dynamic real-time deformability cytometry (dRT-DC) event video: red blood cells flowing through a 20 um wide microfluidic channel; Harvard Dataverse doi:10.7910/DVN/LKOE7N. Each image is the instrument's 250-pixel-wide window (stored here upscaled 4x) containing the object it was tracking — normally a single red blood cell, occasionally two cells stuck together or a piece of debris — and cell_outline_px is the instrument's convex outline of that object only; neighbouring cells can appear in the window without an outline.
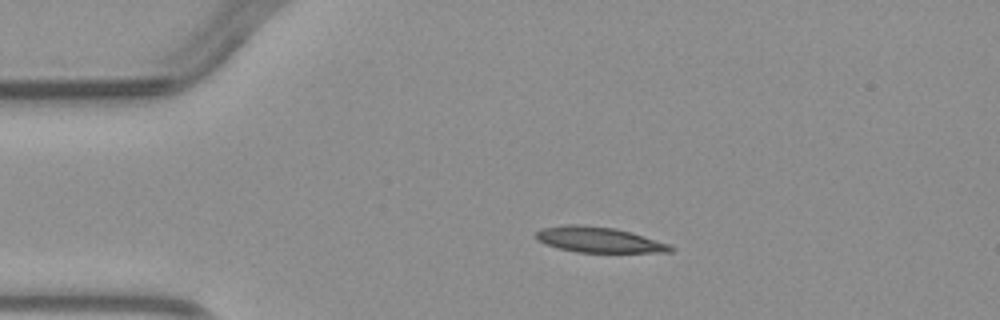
{"species": "common noctule bat (a hibernating species)", "species_latin": "Nyctalus noctula", "temperature_condition": "warm", "stored_images_in_passage": 3, "camera_frame_rate_fps": 3000, "um_per_image_px": 0.085, "animal": {"sex": "male", "body_mass_g": 23.1, "forearm_length_mm": 52.7}, "frame": {"image": 1, "passage_image": 2, "time_ms": 1.333, "image_size_px": [1000, 320], "cell_outline_px": [[676, 248], [672, 252], [576, 252], [560, 248], [536, 240], [536, 232], [540, 228], [564, 224], [580, 224], [616, 228], [632, 232], [668, 244]], "centroid_in_image_um": [50.89, 20.36], "position_along_channel_um": 34.1, "area_um2": 20.0}}